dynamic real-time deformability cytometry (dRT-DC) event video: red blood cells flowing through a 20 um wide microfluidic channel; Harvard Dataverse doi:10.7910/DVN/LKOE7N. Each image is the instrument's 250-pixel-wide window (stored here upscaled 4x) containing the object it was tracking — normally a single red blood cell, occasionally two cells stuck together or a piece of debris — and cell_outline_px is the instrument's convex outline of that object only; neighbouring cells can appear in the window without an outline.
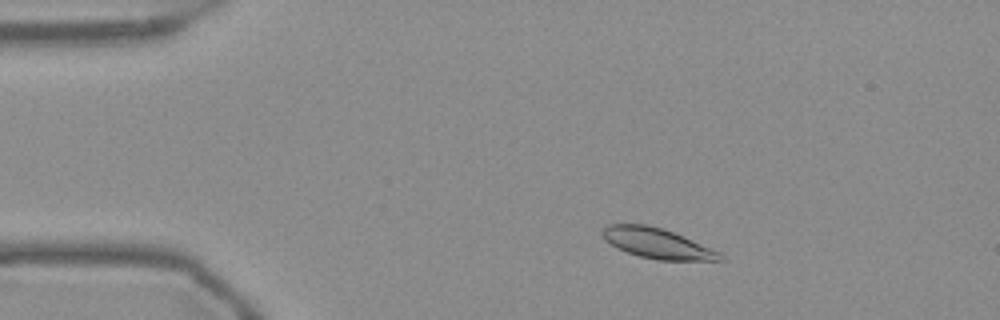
{"species": "Egyptian fruit bat (a non-hibernating species)", "species_latin": "Rousettus aegyptiacus", "temperature_condition": "warm", "stored_images_in_passage": 53, "camera_frame_rate_fps": 3000, "um_per_image_px": 0.085, "frame": {"image": 1, "passage_image": 8, "time_ms": 2.333, "image_size_px": [1000, 320], "cell_outline_px": [[724, 260], [656, 260], [640, 256], [616, 248], [604, 240], [600, 232], [608, 224], [648, 224], [672, 232], [720, 252], [724, 256]], "centroid_in_image_um": [55.81, 20.68], "position_along_channel_um": 29.2, "area_um2": 20.52}}
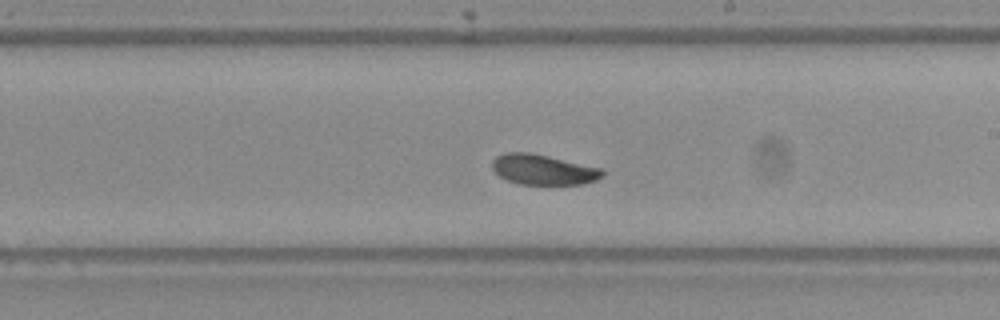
{"frame": {"image": 2, "passage_image": 30, "time_ms": 9.667, "image_size_px": [1000, 320], "cell_outline_px": [[604, 176], [596, 180], [580, 184], [516, 184], [500, 176], [492, 168], [492, 160], [496, 156], [504, 152], [532, 152], [604, 168]], "centroid_in_image_um": [46.19, 14.4], "position_along_channel_um": 242.8, "area_um2": 19.71}}
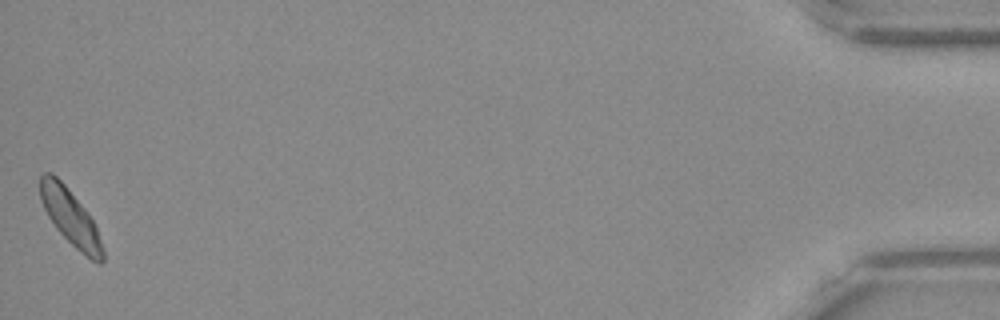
{"frame": {"image": 3, "passage_image": 53, "time_ms": 17.333, "image_size_px": [1000, 320], "cell_outline_px": [[104, 260], [100, 264], [92, 260], [80, 252], [56, 228], [48, 216], [40, 200], [40, 176], [44, 172], [52, 172], [64, 184], [84, 208], [92, 220], [96, 228], [104, 252]], "centroid_in_image_um": [5.97, 18.46], "position_along_channel_um": 429.2, "area_um2": 19.94}, "authors_computed_cell_mechanics": {"area_um2": 20.2878, "velocity_mm_per_s": 3.6971, "shape_relaxation_time_tau1_ms": 1.5604, "shape_relaxation_time_tau2_ms": 1.9663, "deformation_change_tau1": 0.1108, "deformation_change_tau2": 0.0596}}